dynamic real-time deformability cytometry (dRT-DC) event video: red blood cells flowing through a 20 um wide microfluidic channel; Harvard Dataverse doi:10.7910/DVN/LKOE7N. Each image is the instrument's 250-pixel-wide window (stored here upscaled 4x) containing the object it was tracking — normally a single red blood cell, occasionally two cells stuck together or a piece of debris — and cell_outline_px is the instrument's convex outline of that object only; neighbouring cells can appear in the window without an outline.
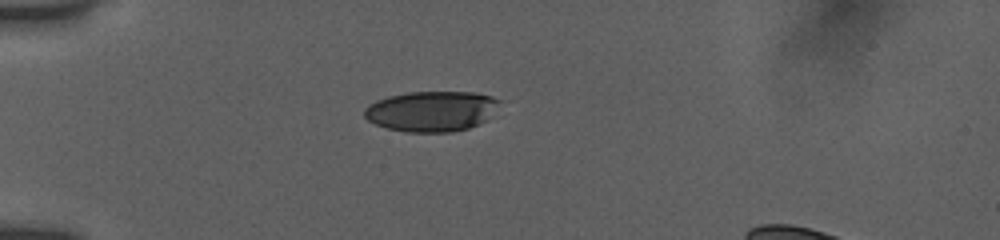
{"species": "human", "species_latin": "Homo sapiens", "temperature_condition": "room temperature", "stored_images_in_passage": 41, "camera_frame_rate_fps": 3000, "um_per_image_px": 0.085, "donor": {"sex": "female"}, "frame": {"image": 1, "passage_image": 4, "time_ms": 2.333, "image_size_px": [1000, 240], "cell_outline_px": [[500, 100], [488, 120], [480, 124], [468, 128], [452, 132], [408, 132], [388, 128], [376, 124], [368, 120], [364, 116], [364, 108], [368, 104], [376, 100], [388, 96], [408, 92], [472, 92], [492, 96]], "centroid_in_image_um": [36.67, 9.45], "position_along_channel_um": 48.3, "area_um2": 31.85}}
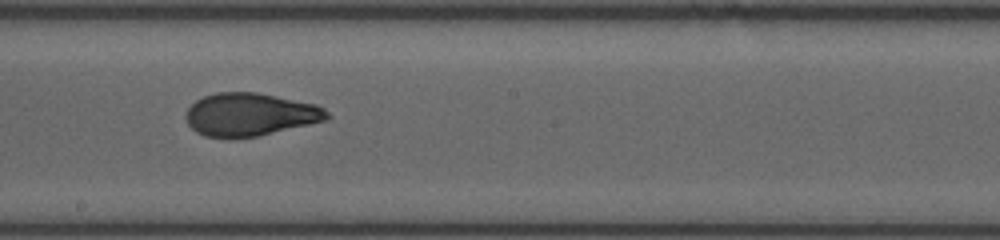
{"frame": {"image": 2, "passage_image": 17, "time_ms": 7.667, "image_size_px": [1000, 240], "cell_outline_px": [[332, 116], [328, 120], [256, 136], [204, 136], [196, 132], [188, 124], [184, 116], [188, 108], [196, 100], [204, 96], [216, 92], [256, 92], [316, 104], [324, 108]], "centroid_in_image_um": [21.27, 9.71], "position_along_channel_um": 226.9, "area_um2": 34.97}}
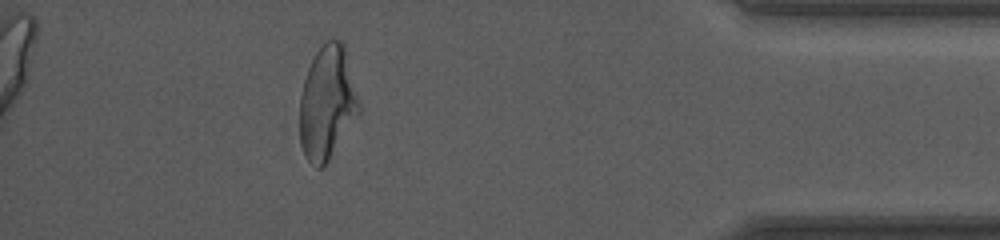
{"frame": {"image": 3, "passage_image": 35, "time_ms": 13.333, "image_size_px": [1000, 240], "cell_outline_px": [[360, 112], [324, 164], [320, 168], [316, 168], [308, 160], [300, 144], [300, 96], [304, 80], [308, 68], [316, 52], [328, 40], [340, 40], [344, 44], [360, 104]], "centroid_in_image_um": [27.8, 8.71], "position_along_channel_um": 407.4, "area_um2": 38.44}}